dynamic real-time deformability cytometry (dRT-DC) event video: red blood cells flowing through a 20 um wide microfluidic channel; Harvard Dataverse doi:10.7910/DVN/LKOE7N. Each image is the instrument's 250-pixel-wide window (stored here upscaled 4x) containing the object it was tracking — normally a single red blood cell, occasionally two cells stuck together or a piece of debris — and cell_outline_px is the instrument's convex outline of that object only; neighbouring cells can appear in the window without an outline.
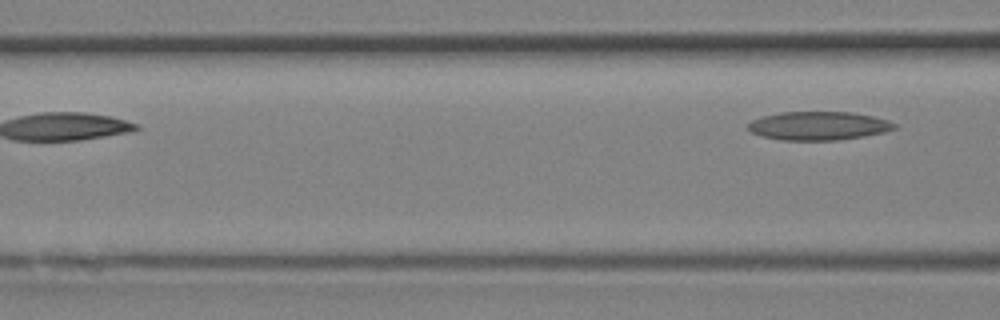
{"species": "Egyptian fruit bat (a non-hibernating species)", "species_latin": "Rousettus aegyptiacus", "temperature_condition": "room temperature", "stored_images_in_passage": 5, "segment_of_instrument_passage": [2, 2], "camera_frame_rate_fps": 3000, "um_per_image_px": 0.085, "animal": {"sex": "female"}, "frame": {"image": 1, "passage_image": 5, "time_ms": 1.333, "image_size_px": [1000, 320], "cell_outline_px": [[896, 128], [884, 132], [864, 136], [836, 140], [780, 140], [760, 136], [752, 132], [748, 128], [748, 124], [752, 120], [764, 116], [780, 112], [852, 112], [872, 116], [888, 120], [896, 124]], "centroid_in_image_um": [69.57, 10.69], "position_along_channel_um": 97.0, "area_um2": 24.28}}